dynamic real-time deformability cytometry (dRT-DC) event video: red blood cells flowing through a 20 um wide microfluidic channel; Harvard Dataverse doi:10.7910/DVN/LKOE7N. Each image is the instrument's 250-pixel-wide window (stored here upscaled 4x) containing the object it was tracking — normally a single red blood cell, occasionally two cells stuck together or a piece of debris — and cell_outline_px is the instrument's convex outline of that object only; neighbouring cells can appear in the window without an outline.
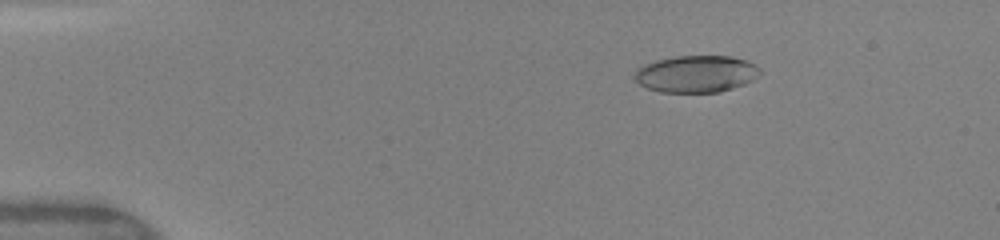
{"species": "human", "species_latin": "Homo sapiens", "temperature_condition": "warm", "stored_images_in_passage": 49, "camera_frame_rate_fps": 3000, "um_per_image_px": 0.085, "donor": {"sex": "female"}, "frame": {"image": 1, "passage_image": 8, "time_ms": 2.333, "image_size_px": [1000, 240], "cell_outline_px": [[764, 72], [752, 80], [744, 84], [720, 92], [660, 92], [648, 88], [640, 84], [632, 76], [636, 68], [644, 64], [656, 60], [676, 56], [732, 56], [748, 60], [756, 64]], "centroid_in_image_um": [59.2, 6.27], "position_along_channel_um": 25.8, "area_um2": 27.34}}
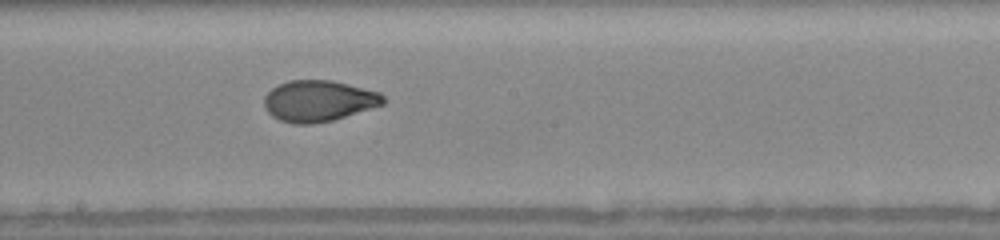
{"frame": {"image": 2, "passage_image": 28, "time_ms": 9.0, "image_size_px": [1000, 240], "cell_outline_px": [[384, 104], [332, 120], [312, 124], [292, 124], [280, 120], [272, 116], [264, 108], [264, 96], [272, 88], [288, 80], [332, 80], [380, 92], [384, 96]], "centroid_in_image_um": [27.05, 8.58], "position_along_channel_um": 221.1, "area_um2": 28.5}}
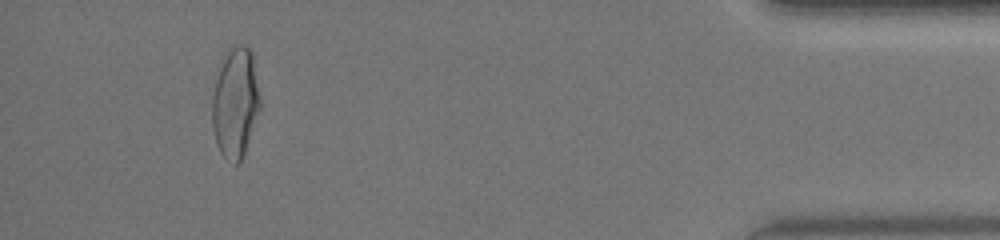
{"frame": {"image": 3, "passage_image": 46, "time_ms": 15.0, "image_size_px": [1000, 240], "cell_outline_px": [[260, 108], [240, 164], [236, 164], [224, 156], [220, 152], [216, 144], [212, 124], [212, 96], [220, 60], [228, 48], [232, 44], [248, 44], [252, 52], [260, 96]], "centroid_in_image_um": [19.99, 8.65], "position_along_channel_um": 415.2, "area_um2": 31.15}, "authors_computed_cell_mechanics": {"area_um2": 28.4954, "velocity_mm_per_s": 4.1531, "shape_relaxation_time_tau1_ms": 5.9493, "shape_relaxation_time_tau2_ms": 1.0439, "deformation_change_tau1": 0.2137, "deformation_change_tau2": 0.0529}}